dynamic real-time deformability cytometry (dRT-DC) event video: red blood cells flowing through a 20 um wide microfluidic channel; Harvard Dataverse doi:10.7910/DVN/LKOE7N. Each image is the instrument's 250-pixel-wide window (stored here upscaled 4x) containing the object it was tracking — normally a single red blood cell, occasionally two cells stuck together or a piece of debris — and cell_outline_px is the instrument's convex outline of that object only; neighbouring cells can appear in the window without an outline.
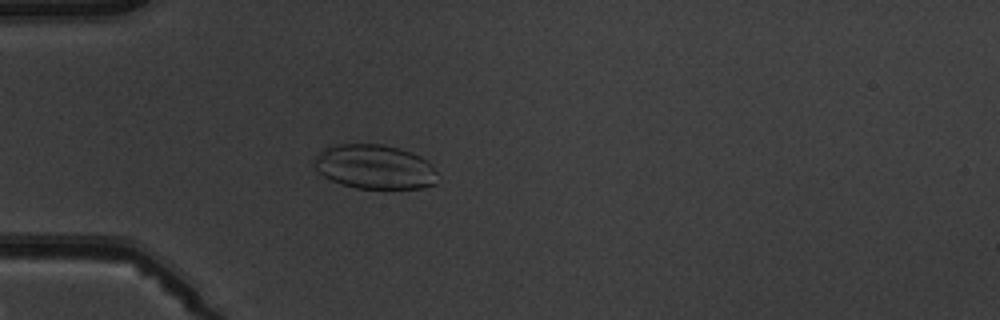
{"species": "common noctule bat (a hibernating species)", "species_latin": "Nyctalus noctula", "temperature_condition": "warm", "stored_images_in_passage": 6, "camera_frame_rate_fps": 3000, "um_per_image_px": 0.085, "animal": {"sex": "male", "body_mass_g": 19.5, "forearm_length_mm": 54.6}, "frame": {"image": 1, "passage_image": 5, "time_ms": 4.667, "image_size_px": [1000, 320], "cell_outline_px": [[440, 180], [436, 184], [424, 188], [356, 188], [332, 180], [324, 176], [316, 168], [316, 156], [324, 148], [336, 144], [380, 144], [400, 148], [412, 152], [428, 160], [436, 172]], "centroid_in_image_um": [31.92, 14.18], "position_along_channel_um": 53.1, "area_um2": 31.85}}